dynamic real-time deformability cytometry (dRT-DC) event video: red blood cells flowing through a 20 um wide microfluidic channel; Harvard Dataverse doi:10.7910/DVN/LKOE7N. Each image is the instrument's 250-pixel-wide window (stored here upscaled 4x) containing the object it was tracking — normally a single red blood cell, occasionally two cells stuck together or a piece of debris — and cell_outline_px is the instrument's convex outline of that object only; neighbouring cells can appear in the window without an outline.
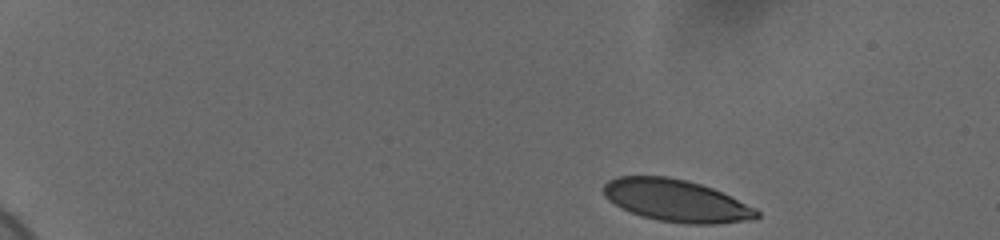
{"species": "human", "species_latin": "Homo sapiens", "temperature_condition": "cold", "stored_images_in_passage": 49, "camera_frame_rate_fps": 3000, "um_per_image_px": 0.085, "donor": {"sex": "female"}, "frame": {"image": 1, "passage_image": 1, "time_ms": 0.0, "image_size_px": [1000, 240], "cell_outline_px": [[760, 216], [756, 220], [716, 224], [688, 224], [660, 220], [640, 216], [620, 208], [608, 200], [604, 196], [604, 184], [608, 180], [616, 176], [668, 176], [688, 180], [712, 188], [756, 208], [760, 212]], "centroid_in_image_um": [57.49, 17.06], "position_along_channel_um": 27.5, "area_um2": 37.92}}
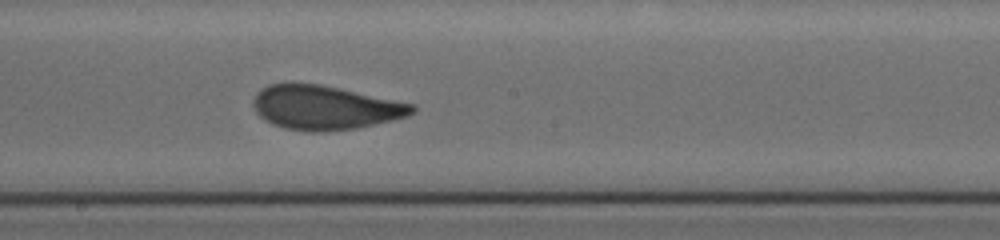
{"frame": {"image": 2, "passage_image": 27, "time_ms": 8.667, "image_size_px": [1000, 240], "cell_outline_px": [[416, 112], [408, 116], [392, 120], [356, 128], [316, 132], [308, 132], [284, 128], [272, 124], [264, 120], [256, 112], [252, 104], [252, 100], [256, 92], [260, 88], [268, 84], [320, 84], [340, 88], [416, 104]], "centroid_in_image_um": [27.62, 9.14], "position_along_channel_um": 220.6, "area_um2": 40.98}}
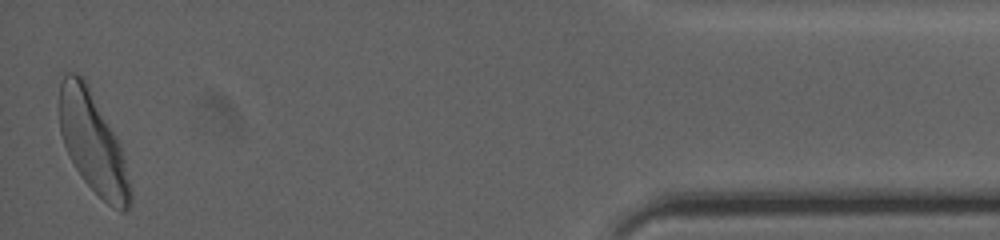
{"frame": {"image": 3, "passage_image": 49, "time_ms": 16.0, "image_size_px": [1000, 240], "cell_outline_px": [[132, 196], [128, 208], [124, 212], [120, 212], [112, 208], [84, 180], [68, 156], [60, 132], [60, 84], [64, 76], [68, 72], [76, 72], [88, 84], [116, 136], [120, 144], [132, 192]], "centroid_in_image_um": [7.89, 12.15], "position_along_channel_um": 427.3, "area_um2": 40.92}, "authors_computed_cell_mechanics": {"area_um2": 40.2866, "velocity_mm_per_s": 3.6712, "shape_relaxation_time_tau1_ms": 3.0678, "shape_relaxation_time_tau2_ms": 0.7955, "deformation_change_tau1": 0.1484, "deformation_change_tau2": 0.0576}}